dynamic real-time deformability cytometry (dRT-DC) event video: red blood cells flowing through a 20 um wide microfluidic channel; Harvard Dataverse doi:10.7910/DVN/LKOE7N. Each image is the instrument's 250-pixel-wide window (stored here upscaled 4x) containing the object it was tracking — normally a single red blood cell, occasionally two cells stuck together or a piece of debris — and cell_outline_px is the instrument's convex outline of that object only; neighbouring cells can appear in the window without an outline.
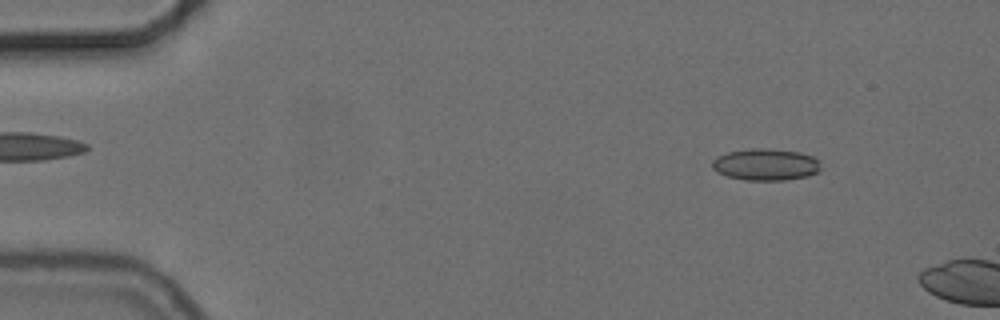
{"species": "common noctule bat (a hibernating species)", "species_latin": "Nyctalus noctula", "temperature_condition": "cold", "stored_images_in_passage": 10, "camera_frame_rate_fps": 3000, "um_per_image_px": 0.085, "animal": {"sex": "female", "body_mass_g": 24.6, "forearm_length_mm": 56.2}, "frame": {"image": 1, "passage_image": 6, "time_ms": 1.667, "image_size_px": [1000, 320], "cell_outline_px": [[820, 168], [816, 172], [808, 176], [784, 180], [744, 180], [728, 176], [716, 172], [712, 168], [712, 160], [716, 156], [728, 152], [752, 148], [772, 148], [800, 152], [812, 156], [820, 160]], "centroid_in_image_um": [65.07, 13.97], "position_along_channel_um": 19.9, "area_um2": 20.29}}